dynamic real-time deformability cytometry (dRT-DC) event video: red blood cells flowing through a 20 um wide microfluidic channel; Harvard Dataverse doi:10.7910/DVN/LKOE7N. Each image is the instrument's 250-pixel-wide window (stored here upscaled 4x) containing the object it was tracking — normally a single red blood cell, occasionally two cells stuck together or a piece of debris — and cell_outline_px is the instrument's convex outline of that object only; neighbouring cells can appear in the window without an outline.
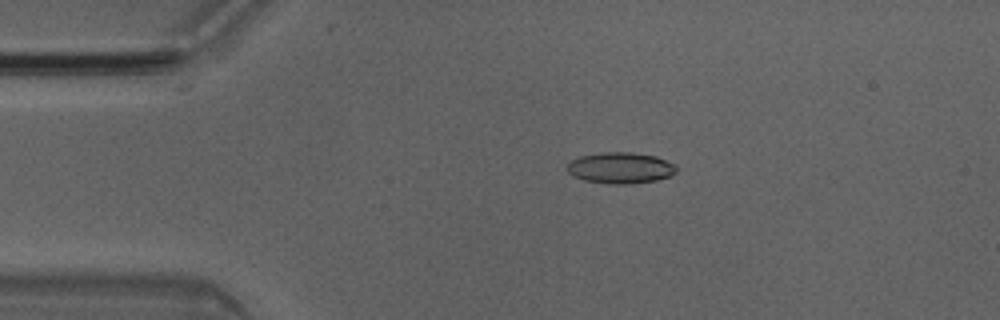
{"species": "Egyptian fruit bat (a non-hibernating species)", "species_latin": "Rousettus aegyptiacus", "temperature_condition": "room temperature", "stored_images_in_passage": 4, "camera_frame_rate_fps": 3000, "um_per_image_px": 0.085, "animal": {"sex": "male"}, "frame": {"image": 1, "passage_image": 3, "time_ms": 0.667, "image_size_px": [1000, 320], "cell_outline_px": [[676, 172], [668, 176], [656, 180], [628, 184], [612, 184], [584, 180], [568, 172], [564, 168], [572, 160], [580, 156], [604, 152], [632, 152], [656, 156], [676, 164]], "centroid_in_image_um": [52.74, 14.26], "position_along_channel_um": 32.3, "area_um2": 19.77}}